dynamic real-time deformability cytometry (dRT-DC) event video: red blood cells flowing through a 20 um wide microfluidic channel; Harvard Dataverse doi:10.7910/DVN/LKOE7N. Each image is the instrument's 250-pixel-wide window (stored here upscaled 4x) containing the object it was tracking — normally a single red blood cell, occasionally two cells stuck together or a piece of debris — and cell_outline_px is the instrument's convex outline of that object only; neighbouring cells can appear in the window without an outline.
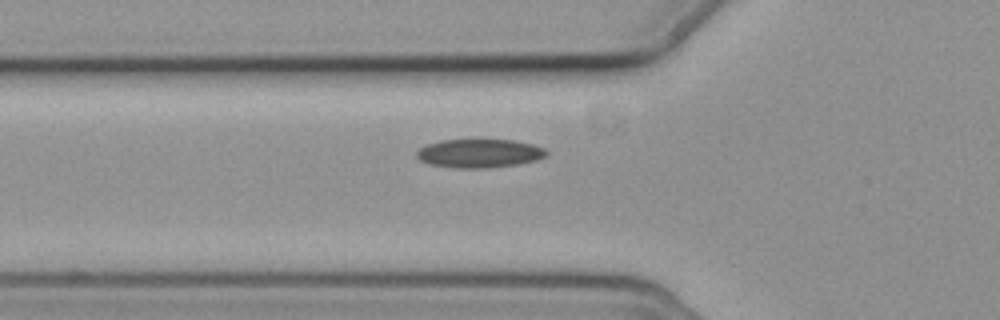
{"species": "common noctule bat (a hibernating species)", "species_latin": "Nyctalus noctula", "temperature_condition": "cold", "stored_images_in_passage": 4, "camera_frame_rate_fps": 3000, "um_per_image_px": 0.085, "animal": {"sex": "female", "body_mass_g": 19.3, "forearm_length_mm": 54.1}, "frame": {"image": 1, "passage_image": 4, "time_ms": 3.667, "image_size_px": [1000, 320], "cell_outline_px": [[548, 156], [536, 160], [516, 164], [484, 168], [456, 168], [428, 164], [420, 160], [416, 156], [416, 152], [420, 148], [428, 144], [440, 140], [516, 140], [532, 144], [544, 148], [548, 152]], "centroid_in_image_um": [40.75, 13.03], "position_along_channel_um": 85.1, "area_um2": 21.62}}